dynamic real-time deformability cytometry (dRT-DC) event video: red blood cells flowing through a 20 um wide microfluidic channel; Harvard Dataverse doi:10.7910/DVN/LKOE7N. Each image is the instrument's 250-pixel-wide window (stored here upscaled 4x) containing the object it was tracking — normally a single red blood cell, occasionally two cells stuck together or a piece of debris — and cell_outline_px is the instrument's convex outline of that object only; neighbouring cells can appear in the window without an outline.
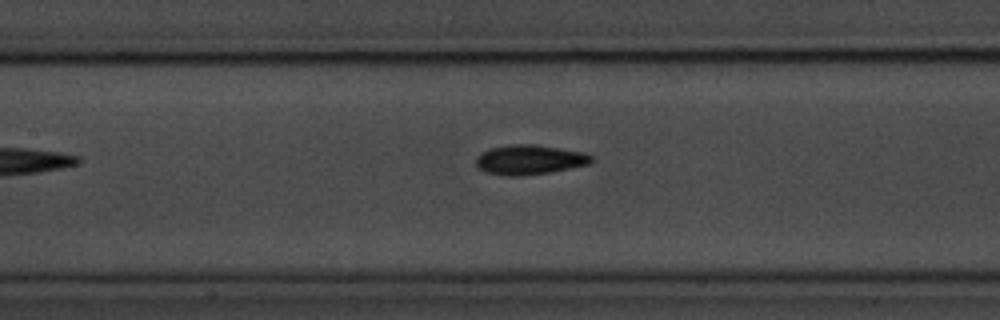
{"species": "common noctule bat (a hibernating species)", "species_latin": "Nyctalus noctula", "temperature_condition": "room temperature", "stored_images_in_passage": 5, "camera_frame_rate_fps": 3000, "um_per_image_px": 0.085, "animal": {"sex": "male", "body_mass_g": 20.1, "forearm_length_mm": 53.5}, "frame": {"image": 1, "passage_image": 4, "time_ms": 1.0, "image_size_px": [1000, 320], "cell_outline_px": [[592, 160], [588, 164], [548, 172], [520, 176], [508, 176], [484, 172], [476, 168], [476, 156], [480, 152], [488, 148], [512, 144], [536, 144], [584, 152], [592, 156]], "centroid_in_image_um": [44.93, 13.56], "position_along_channel_um": 162.5, "area_um2": 20.06}}